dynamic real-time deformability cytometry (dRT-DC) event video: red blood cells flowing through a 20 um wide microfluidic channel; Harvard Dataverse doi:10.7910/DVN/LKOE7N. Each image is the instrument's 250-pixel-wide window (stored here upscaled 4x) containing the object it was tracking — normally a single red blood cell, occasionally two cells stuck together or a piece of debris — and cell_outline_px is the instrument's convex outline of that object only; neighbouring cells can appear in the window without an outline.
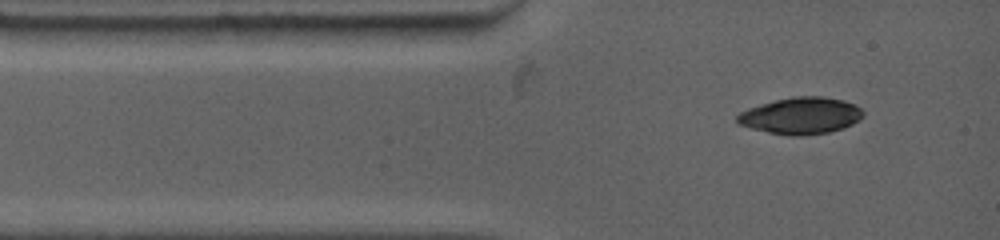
{"species": "common noctule bat (a hibernating species)", "species_latin": "Nyctalus noctula", "temperature_condition": "warm", "stored_images_in_passage": 2, "camera_frame_rate_fps": 4500, "um_per_image_px": 0.085, "animal": {"sex": "female", "body_mass_g": 19.0, "forearm_length_mm": 53.3}, "frame": {"image": 1, "passage_image": 1, "time_ms": 0.0, "image_size_px": [1000, 240], "cell_outline_px": [[864, 116], [860, 120], [844, 128], [828, 132], [804, 136], [788, 136], [768, 132], [736, 124], [736, 116], [740, 112], [748, 108], [760, 104], [776, 100], [796, 96], [824, 96], [844, 100], [860, 108], [864, 112]], "centroid_in_image_um": [68.07, 9.84], "position_along_channel_um": 16.9, "area_um2": 27.11}}